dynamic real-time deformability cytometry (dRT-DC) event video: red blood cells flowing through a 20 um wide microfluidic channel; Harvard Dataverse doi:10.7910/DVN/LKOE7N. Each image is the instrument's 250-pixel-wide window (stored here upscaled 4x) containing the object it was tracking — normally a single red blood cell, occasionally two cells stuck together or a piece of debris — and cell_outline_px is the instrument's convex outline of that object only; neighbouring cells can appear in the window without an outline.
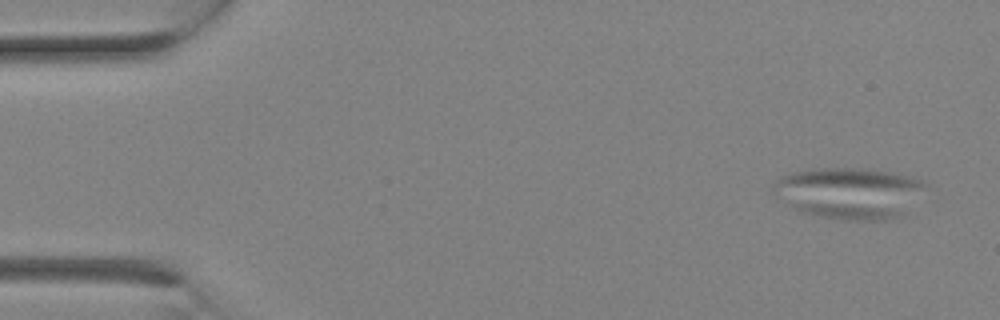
{"species": "Egyptian fruit bat (a non-hibernating species)", "species_latin": "Rousettus aegyptiacus", "temperature_condition": "room temperature", "stored_images_in_passage": 6, "camera_frame_rate_fps": 3000, "um_per_image_px": 0.085, "animal": {"sex": "female"}, "frame": {"image": 1, "passage_image": 1, "time_ms": 0.0, "image_size_px": [1000, 320], "cell_outline_px": [[928, 184], [904, 216], [884, 220], [840, 220], [800, 212], [792, 208], [776, 196], [772, 192], [776, 180], [780, 176], [812, 168], [868, 168], [896, 172], [912, 176], [924, 180]], "centroid_in_image_um": [72.23, 16.4], "position_along_channel_um": 12.8, "area_um2": 46.18}}